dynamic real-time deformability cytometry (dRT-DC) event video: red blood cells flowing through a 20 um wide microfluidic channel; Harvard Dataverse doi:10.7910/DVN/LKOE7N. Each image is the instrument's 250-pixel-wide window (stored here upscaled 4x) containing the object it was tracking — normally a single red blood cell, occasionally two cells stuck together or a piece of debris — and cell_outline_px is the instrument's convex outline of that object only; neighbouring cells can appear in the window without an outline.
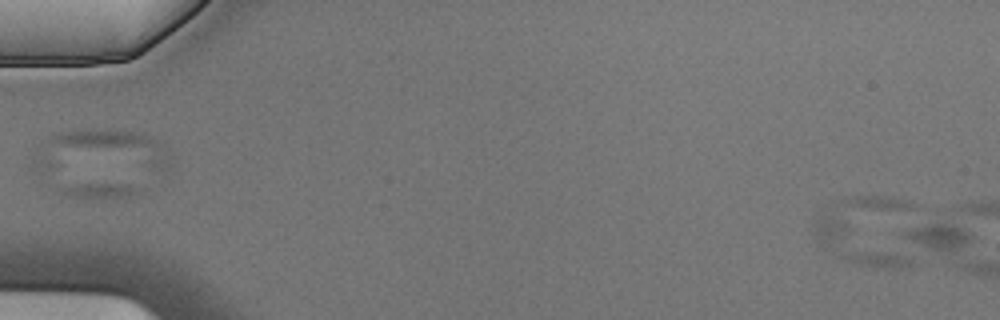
{"species": "Egyptian fruit bat (a non-hibernating species)", "species_latin": "Rousettus aegyptiacus", "temperature_condition": "cold", "stored_images_in_passage": 6, "camera_frame_rate_fps": 3000, "um_per_image_px": 0.085, "animal": {"sex": "male"}, "frame": {"image": 1, "passage_image": 6, "time_ms": 1.667, "image_size_px": [1000, 320], "cell_outline_px": [[916, 208], [908, 212], [836, 240], [824, 240], [816, 236], [812, 224], [832, 200], [844, 196], [892, 196], [908, 200], [916, 204]], "centroid_in_image_um": [72.91, 18.25], "position_along_channel_um": 12.1, "area_um2": 20.58}}